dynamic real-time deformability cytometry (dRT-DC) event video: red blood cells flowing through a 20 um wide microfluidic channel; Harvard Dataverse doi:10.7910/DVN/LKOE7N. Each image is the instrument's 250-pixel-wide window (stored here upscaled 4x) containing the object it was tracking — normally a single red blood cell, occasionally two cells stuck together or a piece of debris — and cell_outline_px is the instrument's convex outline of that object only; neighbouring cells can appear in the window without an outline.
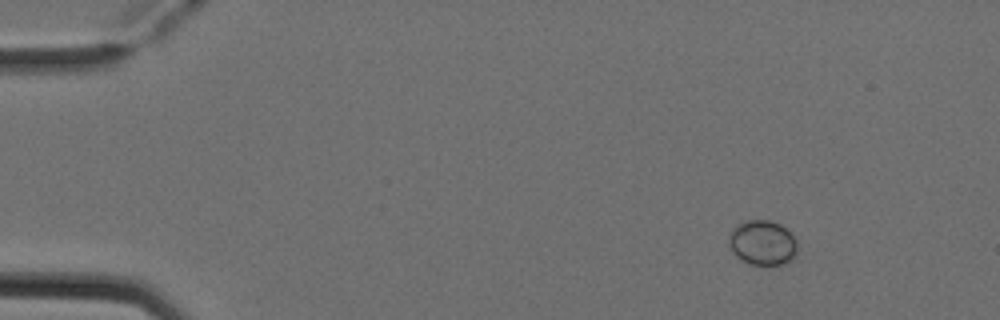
{"species": "Egyptian fruit bat (a non-hibernating species)", "species_latin": "Rousettus aegyptiacus", "temperature_condition": "cold", "stored_images_in_passage": 52, "camera_frame_rate_fps": 3000, "um_per_image_px": 0.085, "animal": {"sex": "female"}, "frame": {"image": 1, "passage_image": 7, "time_ms": 2.0, "image_size_px": [1000, 320], "cell_outline_px": [[796, 252], [792, 260], [780, 264], [752, 264], [740, 260], [732, 252], [728, 244], [728, 236], [732, 228], [748, 220], [768, 220], [780, 224], [796, 240]], "centroid_in_image_um": [64.77, 20.63], "position_along_channel_um": 20.2, "area_um2": 17.74}}
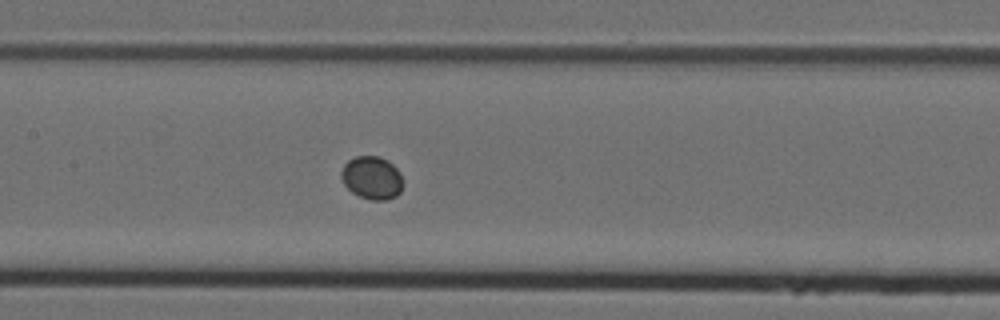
{"frame": {"image": 2, "passage_image": 26, "time_ms": 8.333, "image_size_px": [1000, 320], "cell_outline_px": [[404, 184], [400, 192], [396, 196], [388, 200], [372, 200], [360, 196], [352, 192], [344, 184], [340, 176], [340, 172], [344, 164], [348, 160], [356, 156], [380, 156], [388, 160], [400, 172]], "centroid_in_image_um": [31.62, 15.11], "position_along_channel_um": 175.8, "area_um2": 15.66}}
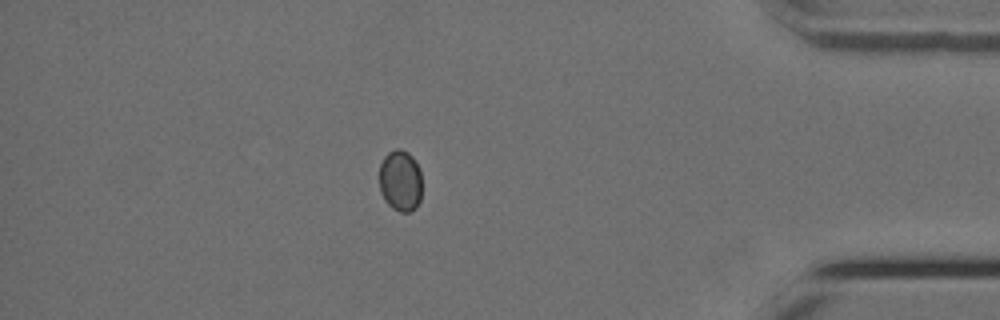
{"frame": {"image": 3, "passage_image": 46, "time_ms": 15.0, "image_size_px": [1000, 320], "cell_outline_px": [[420, 200], [416, 208], [408, 212], [400, 212], [392, 208], [384, 200], [380, 192], [380, 164], [384, 156], [388, 152], [396, 148], [400, 148], [408, 152], [412, 156], [420, 168]], "centroid_in_image_um": [34.02, 15.35], "position_along_channel_um": 401.2, "area_um2": 15.37}}